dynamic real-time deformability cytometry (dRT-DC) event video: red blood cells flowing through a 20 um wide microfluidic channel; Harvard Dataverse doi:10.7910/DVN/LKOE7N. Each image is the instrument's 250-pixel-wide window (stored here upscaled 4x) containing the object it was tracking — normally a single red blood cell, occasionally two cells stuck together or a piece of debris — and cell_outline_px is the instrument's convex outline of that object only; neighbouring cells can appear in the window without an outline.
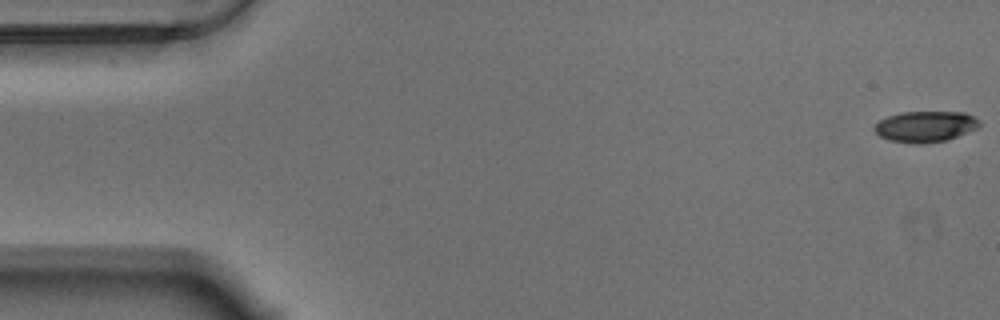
{"species": "Egyptian fruit bat (a non-hibernating species)", "species_latin": "Rousettus aegyptiacus", "temperature_condition": "warm", "stored_images_in_passage": 57, "camera_frame_rate_fps": 3000, "um_per_image_px": 0.085, "animal": {"sex": "male"}, "frame": {"image": 1, "passage_image": 1, "time_ms": 0.0, "image_size_px": [1000, 320], "cell_outline_px": [[980, 124], [976, 128], [948, 140], [924, 144], [920, 144], [888, 140], [880, 136], [872, 128], [880, 120], [888, 116], [900, 112], [964, 112], [980, 120]], "centroid_in_image_um": [78.64, 10.75], "position_along_channel_um": 6.4, "area_um2": 18.9}}
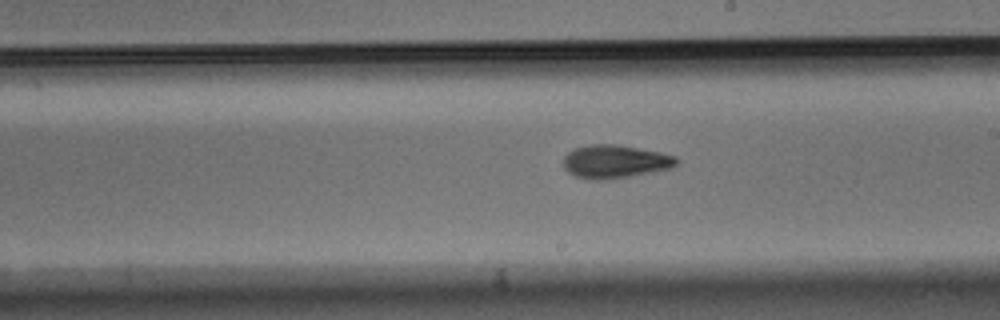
{"frame": {"image": 2, "passage_image": 32, "time_ms": 10.333, "image_size_px": [1000, 320], "cell_outline_px": [[680, 160], [672, 168], [628, 176], [600, 180], [592, 180], [576, 176], [568, 172], [564, 168], [564, 156], [568, 152], [576, 148], [592, 144], [616, 144], [660, 152], [676, 156]], "centroid_in_image_um": [52.29, 13.72], "position_along_channel_um": 236.7, "area_um2": 21.73}}
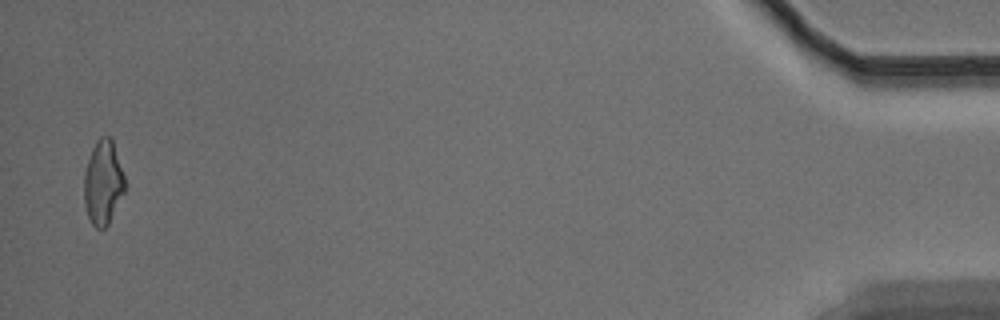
{"frame": {"image": 3, "passage_image": 56, "time_ms": 18.333, "image_size_px": [1000, 320], "cell_outline_px": [[124, 192], [108, 224], [104, 228], [96, 228], [92, 224], [88, 216], [84, 204], [84, 172], [92, 148], [96, 140], [100, 136], [108, 136], [112, 140], [124, 176]], "centroid_in_image_um": [8.74, 15.52], "position_along_channel_um": 426.5, "area_um2": 19.77}, "authors_computed_cell_mechanics": {"area_um2": 20.519, "velocity_mm_per_s": 3.5311, "shape_relaxation_time_tau1_ms": 4.5791, "shape_relaxation_time_tau2_ms": 4.3799, "deformation_change_tau1": 0.1727, "deformation_change_tau2": 0.1184}}